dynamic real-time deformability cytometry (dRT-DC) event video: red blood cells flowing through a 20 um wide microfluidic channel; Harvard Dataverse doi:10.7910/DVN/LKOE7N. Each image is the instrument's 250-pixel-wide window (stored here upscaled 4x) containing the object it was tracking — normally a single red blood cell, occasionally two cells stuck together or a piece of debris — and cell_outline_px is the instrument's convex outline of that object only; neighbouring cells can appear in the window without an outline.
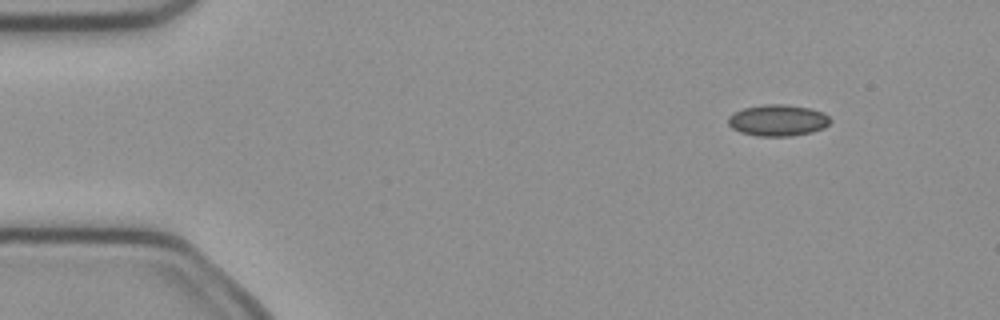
{"species": "common noctule bat (a hibernating species)", "species_latin": "Nyctalus noctula", "temperature_condition": "cold", "stored_images_in_passage": 46, "camera_frame_rate_fps": 3000, "um_per_image_px": 0.085, "animal": {"sex": "female", "body_mass_g": 21.9}, "frame": {"image": 1, "passage_image": 1, "time_ms": 0.0, "image_size_px": [1000, 320], "cell_outline_px": [[832, 120], [824, 128], [812, 132], [792, 136], [756, 136], [740, 132], [732, 128], [728, 124], [728, 116], [744, 108], [764, 104], [784, 104], [808, 108], [824, 112]], "centroid_in_image_um": [66.12, 10.23], "position_along_channel_um": 18.9, "area_um2": 18.73}}
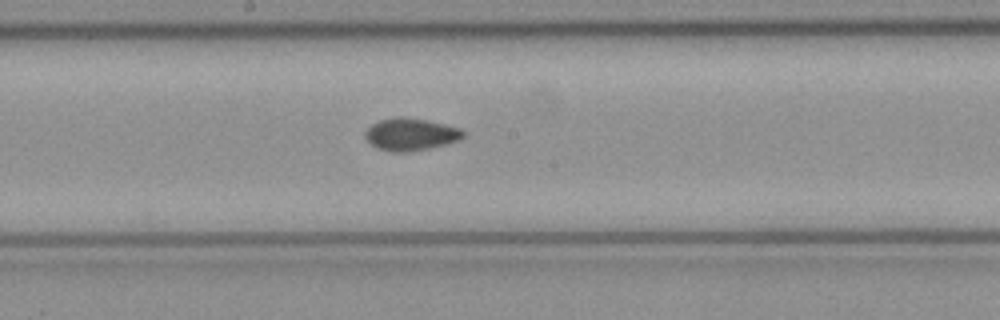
{"frame": {"image": 2, "passage_image": 22, "time_ms": 7.0, "image_size_px": [1000, 320], "cell_outline_px": [[464, 136], [460, 140], [448, 144], [408, 152], [388, 152], [376, 148], [364, 136], [364, 132], [372, 124], [380, 120], [400, 116], [424, 120], [444, 124], [460, 128], [464, 132]], "centroid_in_image_um": [34.9, 11.43], "position_along_channel_um": 213.3, "area_um2": 18.44}}
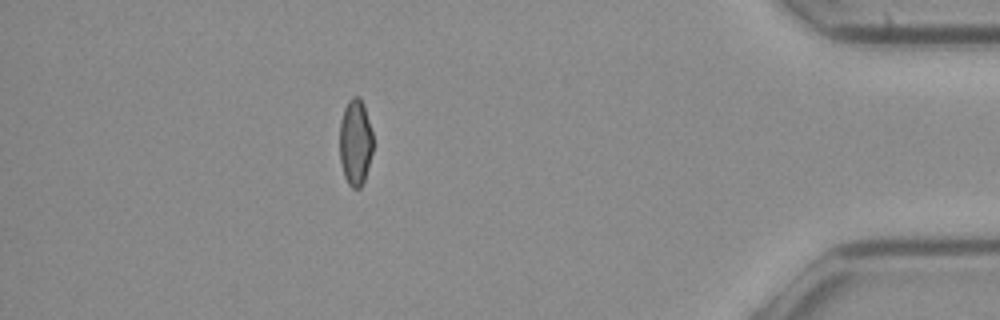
{"frame": {"image": 3, "passage_image": 40, "time_ms": 13.0, "image_size_px": [1000, 320], "cell_outline_px": [[372, 152], [368, 168], [364, 180], [360, 188], [352, 188], [348, 184], [344, 176], [340, 160], [340, 120], [344, 108], [348, 100], [352, 96], [360, 96], [364, 104], [372, 132]], "centroid_in_image_um": [30.2, 12.07], "position_along_channel_um": 405.0, "area_um2": 16.88}, "authors_computed_cell_mechanics": {"area_um2": 17.8024, "velocity_mm_per_s": 4.0324, "shape_relaxation_time_tau1_ms": null, "shape_relaxation_time_tau2_ms": 2.6905, "deformation_change_tau1": null, "deformation_change_tau2": 0.0683}}